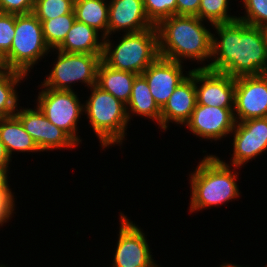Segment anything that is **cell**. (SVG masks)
I'll list each match as a JSON object with an SVG mask.
<instances>
[{
	"instance_id": "obj_12",
	"label": "cell",
	"mask_w": 267,
	"mask_h": 267,
	"mask_svg": "<svg viewBox=\"0 0 267 267\" xmlns=\"http://www.w3.org/2000/svg\"><path fill=\"white\" fill-rule=\"evenodd\" d=\"M199 82L202 83L201 86L197 85ZM195 89L197 104L221 108L234 107L235 78L230 75L208 68H197Z\"/></svg>"
},
{
	"instance_id": "obj_9",
	"label": "cell",
	"mask_w": 267,
	"mask_h": 267,
	"mask_svg": "<svg viewBox=\"0 0 267 267\" xmlns=\"http://www.w3.org/2000/svg\"><path fill=\"white\" fill-rule=\"evenodd\" d=\"M234 111L236 122L267 117V73L235 78Z\"/></svg>"
},
{
	"instance_id": "obj_16",
	"label": "cell",
	"mask_w": 267,
	"mask_h": 267,
	"mask_svg": "<svg viewBox=\"0 0 267 267\" xmlns=\"http://www.w3.org/2000/svg\"><path fill=\"white\" fill-rule=\"evenodd\" d=\"M108 5V36L119 29L136 33L156 27L146 16L143 0H111Z\"/></svg>"
},
{
	"instance_id": "obj_30",
	"label": "cell",
	"mask_w": 267,
	"mask_h": 267,
	"mask_svg": "<svg viewBox=\"0 0 267 267\" xmlns=\"http://www.w3.org/2000/svg\"><path fill=\"white\" fill-rule=\"evenodd\" d=\"M35 0H0V12L9 14L33 13Z\"/></svg>"
},
{
	"instance_id": "obj_1",
	"label": "cell",
	"mask_w": 267,
	"mask_h": 267,
	"mask_svg": "<svg viewBox=\"0 0 267 267\" xmlns=\"http://www.w3.org/2000/svg\"><path fill=\"white\" fill-rule=\"evenodd\" d=\"M213 26L220 36V40L212 36L211 56L215 59L200 68L223 72L234 78L267 73L265 28L239 19Z\"/></svg>"
},
{
	"instance_id": "obj_13",
	"label": "cell",
	"mask_w": 267,
	"mask_h": 267,
	"mask_svg": "<svg viewBox=\"0 0 267 267\" xmlns=\"http://www.w3.org/2000/svg\"><path fill=\"white\" fill-rule=\"evenodd\" d=\"M232 132V165L236 168L267 149V117L237 121Z\"/></svg>"
},
{
	"instance_id": "obj_3",
	"label": "cell",
	"mask_w": 267,
	"mask_h": 267,
	"mask_svg": "<svg viewBox=\"0 0 267 267\" xmlns=\"http://www.w3.org/2000/svg\"><path fill=\"white\" fill-rule=\"evenodd\" d=\"M191 178L190 211L220 205L240 195L228 164L214 155L204 157Z\"/></svg>"
},
{
	"instance_id": "obj_18",
	"label": "cell",
	"mask_w": 267,
	"mask_h": 267,
	"mask_svg": "<svg viewBox=\"0 0 267 267\" xmlns=\"http://www.w3.org/2000/svg\"><path fill=\"white\" fill-rule=\"evenodd\" d=\"M104 42L98 41V31L75 20L63 43L56 49L67 53L103 54Z\"/></svg>"
},
{
	"instance_id": "obj_27",
	"label": "cell",
	"mask_w": 267,
	"mask_h": 267,
	"mask_svg": "<svg viewBox=\"0 0 267 267\" xmlns=\"http://www.w3.org/2000/svg\"><path fill=\"white\" fill-rule=\"evenodd\" d=\"M176 4L177 0H143L146 16L154 26L176 15Z\"/></svg>"
},
{
	"instance_id": "obj_35",
	"label": "cell",
	"mask_w": 267,
	"mask_h": 267,
	"mask_svg": "<svg viewBox=\"0 0 267 267\" xmlns=\"http://www.w3.org/2000/svg\"><path fill=\"white\" fill-rule=\"evenodd\" d=\"M220 267H241V266H237V265H233V264H227L225 263L224 265L220 266ZM267 267V266H266Z\"/></svg>"
},
{
	"instance_id": "obj_4",
	"label": "cell",
	"mask_w": 267,
	"mask_h": 267,
	"mask_svg": "<svg viewBox=\"0 0 267 267\" xmlns=\"http://www.w3.org/2000/svg\"><path fill=\"white\" fill-rule=\"evenodd\" d=\"M102 41L104 46L101 60L116 70L140 75L159 57L156 27L136 33H125L113 50L109 39L103 38Z\"/></svg>"
},
{
	"instance_id": "obj_24",
	"label": "cell",
	"mask_w": 267,
	"mask_h": 267,
	"mask_svg": "<svg viewBox=\"0 0 267 267\" xmlns=\"http://www.w3.org/2000/svg\"><path fill=\"white\" fill-rule=\"evenodd\" d=\"M75 20L74 10L50 20H39L42 23L43 35L49 48L57 49L63 43Z\"/></svg>"
},
{
	"instance_id": "obj_31",
	"label": "cell",
	"mask_w": 267,
	"mask_h": 267,
	"mask_svg": "<svg viewBox=\"0 0 267 267\" xmlns=\"http://www.w3.org/2000/svg\"><path fill=\"white\" fill-rule=\"evenodd\" d=\"M14 198L12 192H0V225L7 222L14 211Z\"/></svg>"
},
{
	"instance_id": "obj_8",
	"label": "cell",
	"mask_w": 267,
	"mask_h": 267,
	"mask_svg": "<svg viewBox=\"0 0 267 267\" xmlns=\"http://www.w3.org/2000/svg\"><path fill=\"white\" fill-rule=\"evenodd\" d=\"M37 104L47 120L65 131L77 144L81 142L76 135V126L84 105L80 104L73 90L42 89Z\"/></svg>"
},
{
	"instance_id": "obj_17",
	"label": "cell",
	"mask_w": 267,
	"mask_h": 267,
	"mask_svg": "<svg viewBox=\"0 0 267 267\" xmlns=\"http://www.w3.org/2000/svg\"><path fill=\"white\" fill-rule=\"evenodd\" d=\"M189 76L174 90L168 101L161 109L162 129L168 127L169 121L185 124L191 117L197 104L195 89V69L189 71Z\"/></svg>"
},
{
	"instance_id": "obj_14",
	"label": "cell",
	"mask_w": 267,
	"mask_h": 267,
	"mask_svg": "<svg viewBox=\"0 0 267 267\" xmlns=\"http://www.w3.org/2000/svg\"><path fill=\"white\" fill-rule=\"evenodd\" d=\"M234 108L196 104L190 119L185 123L193 134L206 139H221L232 133L236 120Z\"/></svg>"
},
{
	"instance_id": "obj_2",
	"label": "cell",
	"mask_w": 267,
	"mask_h": 267,
	"mask_svg": "<svg viewBox=\"0 0 267 267\" xmlns=\"http://www.w3.org/2000/svg\"><path fill=\"white\" fill-rule=\"evenodd\" d=\"M197 16L173 15L157 26L159 56L182 62L180 58L204 61L211 58L213 34Z\"/></svg>"
},
{
	"instance_id": "obj_26",
	"label": "cell",
	"mask_w": 267,
	"mask_h": 267,
	"mask_svg": "<svg viewBox=\"0 0 267 267\" xmlns=\"http://www.w3.org/2000/svg\"><path fill=\"white\" fill-rule=\"evenodd\" d=\"M73 10L74 0H35L33 14L39 20H50Z\"/></svg>"
},
{
	"instance_id": "obj_29",
	"label": "cell",
	"mask_w": 267,
	"mask_h": 267,
	"mask_svg": "<svg viewBox=\"0 0 267 267\" xmlns=\"http://www.w3.org/2000/svg\"><path fill=\"white\" fill-rule=\"evenodd\" d=\"M15 35V14L0 12V57L2 58L12 46Z\"/></svg>"
},
{
	"instance_id": "obj_36",
	"label": "cell",
	"mask_w": 267,
	"mask_h": 267,
	"mask_svg": "<svg viewBox=\"0 0 267 267\" xmlns=\"http://www.w3.org/2000/svg\"><path fill=\"white\" fill-rule=\"evenodd\" d=\"M3 61H2V58L0 57V68L3 67Z\"/></svg>"
},
{
	"instance_id": "obj_33",
	"label": "cell",
	"mask_w": 267,
	"mask_h": 267,
	"mask_svg": "<svg viewBox=\"0 0 267 267\" xmlns=\"http://www.w3.org/2000/svg\"><path fill=\"white\" fill-rule=\"evenodd\" d=\"M8 166H0V192H11L7 179Z\"/></svg>"
},
{
	"instance_id": "obj_21",
	"label": "cell",
	"mask_w": 267,
	"mask_h": 267,
	"mask_svg": "<svg viewBox=\"0 0 267 267\" xmlns=\"http://www.w3.org/2000/svg\"><path fill=\"white\" fill-rule=\"evenodd\" d=\"M126 109H130L132 113H137L139 116L150 117L156 120L159 126L161 125V109L150 93L148 82L142 74L135 77Z\"/></svg>"
},
{
	"instance_id": "obj_10",
	"label": "cell",
	"mask_w": 267,
	"mask_h": 267,
	"mask_svg": "<svg viewBox=\"0 0 267 267\" xmlns=\"http://www.w3.org/2000/svg\"><path fill=\"white\" fill-rule=\"evenodd\" d=\"M121 213L119 240L113 267H157L144 233Z\"/></svg>"
},
{
	"instance_id": "obj_7",
	"label": "cell",
	"mask_w": 267,
	"mask_h": 267,
	"mask_svg": "<svg viewBox=\"0 0 267 267\" xmlns=\"http://www.w3.org/2000/svg\"><path fill=\"white\" fill-rule=\"evenodd\" d=\"M58 52V60L49 77L44 80L43 87L72 90L70 83L81 81L92 89L96 84L97 68L102 55Z\"/></svg>"
},
{
	"instance_id": "obj_25",
	"label": "cell",
	"mask_w": 267,
	"mask_h": 267,
	"mask_svg": "<svg viewBox=\"0 0 267 267\" xmlns=\"http://www.w3.org/2000/svg\"><path fill=\"white\" fill-rule=\"evenodd\" d=\"M229 0H200L197 17L212 24L227 23L237 20L236 16L227 14Z\"/></svg>"
},
{
	"instance_id": "obj_23",
	"label": "cell",
	"mask_w": 267,
	"mask_h": 267,
	"mask_svg": "<svg viewBox=\"0 0 267 267\" xmlns=\"http://www.w3.org/2000/svg\"><path fill=\"white\" fill-rule=\"evenodd\" d=\"M27 75L6 66L0 68V118L11 117L15 115L18 97L15 85Z\"/></svg>"
},
{
	"instance_id": "obj_34",
	"label": "cell",
	"mask_w": 267,
	"mask_h": 267,
	"mask_svg": "<svg viewBox=\"0 0 267 267\" xmlns=\"http://www.w3.org/2000/svg\"><path fill=\"white\" fill-rule=\"evenodd\" d=\"M10 158L4 143L0 140V166H8Z\"/></svg>"
},
{
	"instance_id": "obj_32",
	"label": "cell",
	"mask_w": 267,
	"mask_h": 267,
	"mask_svg": "<svg viewBox=\"0 0 267 267\" xmlns=\"http://www.w3.org/2000/svg\"><path fill=\"white\" fill-rule=\"evenodd\" d=\"M200 0H177L176 15L197 16Z\"/></svg>"
},
{
	"instance_id": "obj_19",
	"label": "cell",
	"mask_w": 267,
	"mask_h": 267,
	"mask_svg": "<svg viewBox=\"0 0 267 267\" xmlns=\"http://www.w3.org/2000/svg\"><path fill=\"white\" fill-rule=\"evenodd\" d=\"M136 76L129 71L113 69L101 60L97 68L96 85L127 105Z\"/></svg>"
},
{
	"instance_id": "obj_15",
	"label": "cell",
	"mask_w": 267,
	"mask_h": 267,
	"mask_svg": "<svg viewBox=\"0 0 267 267\" xmlns=\"http://www.w3.org/2000/svg\"><path fill=\"white\" fill-rule=\"evenodd\" d=\"M182 70L180 62L159 56L142 73L160 109L164 107L175 88L188 77L184 76Z\"/></svg>"
},
{
	"instance_id": "obj_20",
	"label": "cell",
	"mask_w": 267,
	"mask_h": 267,
	"mask_svg": "<svg viewBox=\"0 0 267 267\" xmlns=\"http://www.w3.org/2000/svg\"><path fill=\"white\" fill-rule=\"evenodd\" d=\"M0 140L4 143L10 157L15 150L21 152L40 151L15 115L0 118Z\"/></svg>"
},
{
	"instance_id": "obj_6",
	"label": "cell",
	"mask_w": 267,
	"mask_h": 267,
	"mask_svg": "<svg viewBox=\"0 0 267 267\" xmlns=\"http://www.w3.org/2000/svg\"><path fill=\"white\" fill-rule=\"evenodd\" d=\"M49 49L39 19L33 13L15 14V35L11 49L2 57L3 65L27 75Z\"/></svg>"
},
{
	"instance_id": "obj_22",
	"label": "cell",
	"mask_w": 267,
	"mask_h": 267,
	"mask_svg": "<svg viewBox=\"0 0 267 267\" xmlns=\"http://www.w3.org/2000/svg\"><path fill=\"white\" fill-rule=\"evenodd\" d=\"M105 0H74L76 20L95 28L104 30L102 38L108 37L109 5Z\"/></svg>"
},
{
	"instance_id": "obj_11",
	"label": "cell",
	"mask_w": 267,
	"mask_h": 267,
	"mask_svg": "<svg viewBox=\"0 0 267 267\" xmlns=\"http://www.w3.org/2000/svg\"><path fill=\"white\" fill-rule=\"evenodd\" d=\"M15 116L21 121L25 131L32 137L40 151L74 147L78 145L65 131L47 120L37 108L17 110Z\"/></svg>"
},
{
	"instance_id": "obj_5",
	"label": "cell",
	"mask_w": 267,
	"mask_h": 267,
	"mask_svg": "<svg viewBox=\"0 0 267 267\" xmlns=\"http://www.w3.org/2000/svg\"><path fill=\"white\" fill-rule=\"evenodd\" d=\"M92 88L91 96L84 105V112L88 115L94 132L102 147L121 143L130 119L129 110L127 112L123 102L96 84Z\"/></svg>"
},
{
	"instance_id": "obj_28",
	"label": "cell",
	"mask_w": 267,
	"mask_h": 267,
	"mask_svg": "<svg viewBox=\"0 0 267 267\" xmlns=\"http://www.w3.org/2000/svg\"><path fill=\"white\" fill-rule=\"evenodd\" d=\"M247 15L238 19L252 26L267 27V0H243Z\"/></svg>"
}]
</instances>
